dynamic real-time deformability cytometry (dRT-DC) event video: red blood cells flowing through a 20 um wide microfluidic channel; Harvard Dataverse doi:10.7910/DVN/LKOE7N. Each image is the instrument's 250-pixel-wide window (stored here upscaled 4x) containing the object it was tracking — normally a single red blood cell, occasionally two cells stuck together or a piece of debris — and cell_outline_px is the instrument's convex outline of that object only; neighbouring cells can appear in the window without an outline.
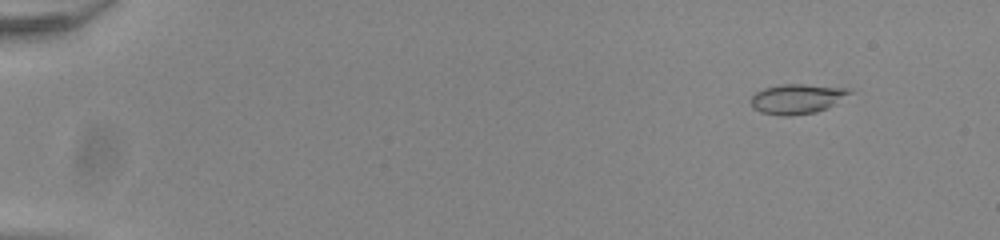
{"species": "common noctule bat (a hibernating species)", "species_latin": "Nyctalus noctula", "temperature_condition": "room temperature", "stored_images_in_passage": 51, "camera_frame_rate_fps": 3000, "um_per_image_px": 0.085, "animal": {"sex": "male", "body_mass_g": 20.0, "forearm_length_mm": 53.3}, "frame": {"image": 1, "passage_image": 3, "time_ms": 0.667, "image_size_px": [1000, 240], "cell_outline_px": [[852, 92], [828, 108], [816, 112], [788, 116], [784, 116], [760, 112], [752, 108], [752, 96], [756, 92], [764, 88], [780, 84], [804, 84], [848, 88]], "centroid_in_image_um": [67.73, 8.4], "position_along_channel_um": 17.3, "area_um2": 17.05}}
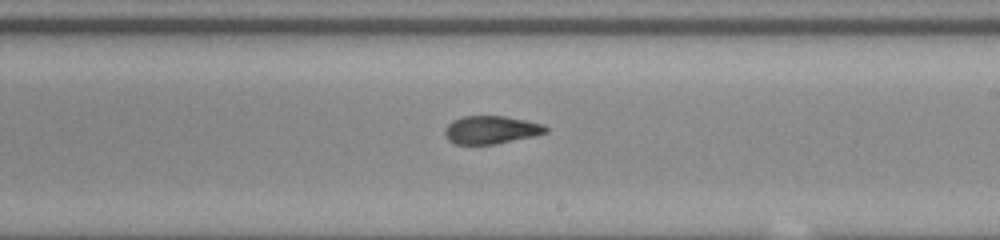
{"frame": {"image": 2, "passage_image": 31, "time_ms": 10.0, "image_size_px": [1000, 240], "cell_outline_px": [[548, 132], [532, 136], [492, 144], [456, 144], [448, 140], [444, 132], [444, 128], [452, 120], [464, 116], [504, 116], [544, 124], [548, 128]], "centroid_in_image_um": [41.71, 11.03], "position_along_channel_um": 247.3, "area_um2": 16.3}}
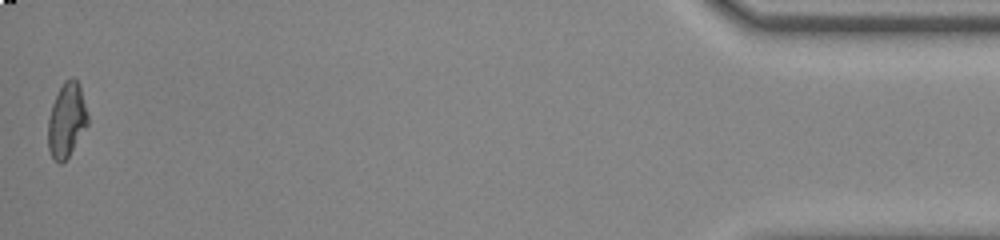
{"frame": {"image": 3, "passage_image": 51, "time_ms": 16.667, "image_size_px": [1000, 240], "cell_outline_px": [[88, 124], [68, 156], [60, 164], [52, 156], [48, 148], [48, 120], [52, 104], [64, 80], [72, 76], [80, 84], [88, 112]], "centroid_in_image_um": [5.68, 10.16], "position_along_channel_um": 429.5, "area_um2": 17.11}, "authors_computed_cell_mechanics": {"area_um2": 17.051, "velocity_mm_per_s": 3.9537, "shape_relaxation_time_tau1_ms": null, "shape_relaxation_time_tau2_ms": 1.4858, "deformation_change_tau1": null, "deformation_change_tau2": 0.0701}}